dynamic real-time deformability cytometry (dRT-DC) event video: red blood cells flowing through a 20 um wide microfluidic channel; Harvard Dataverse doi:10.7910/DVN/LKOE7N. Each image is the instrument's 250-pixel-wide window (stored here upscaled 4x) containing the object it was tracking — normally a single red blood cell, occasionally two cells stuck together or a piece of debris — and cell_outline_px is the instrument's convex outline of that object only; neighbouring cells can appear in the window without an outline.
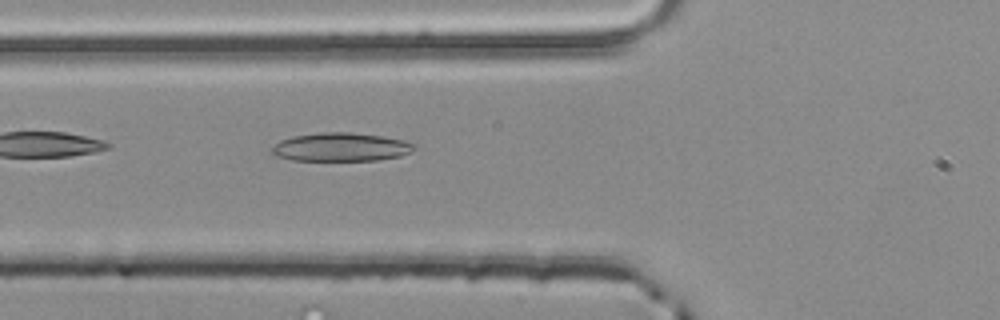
{"species": "common noctule bat (a hibernating species)", "species_latin": "Nyctalus noctula", "temperature_condition": "room temperature", "stored_images_in_passage": 2, "camera_frame_rate_fps": 3000, "um_per_image_px": 0.085, "animal": {"sex": "male", "body_mass_g": 20.4}, "frame": {"image": 1, "passage_image": 2, "time_ms": 0.333, "image_size_px": [1000, 320], "cell_outline_px": [[416, 148], [412, 152], [400, 156], [376, 160], [292, 160], [276, 156], [272, 152], [272, 148], [280, 140], [292, 136], [320, 132], [348, 132], [380, 136], [404, 140], [416, 144]], "centroid_in_image_um": [28.99, 12.5], "position_along_channel_um": 96.8, "area_um2": 23.58}}